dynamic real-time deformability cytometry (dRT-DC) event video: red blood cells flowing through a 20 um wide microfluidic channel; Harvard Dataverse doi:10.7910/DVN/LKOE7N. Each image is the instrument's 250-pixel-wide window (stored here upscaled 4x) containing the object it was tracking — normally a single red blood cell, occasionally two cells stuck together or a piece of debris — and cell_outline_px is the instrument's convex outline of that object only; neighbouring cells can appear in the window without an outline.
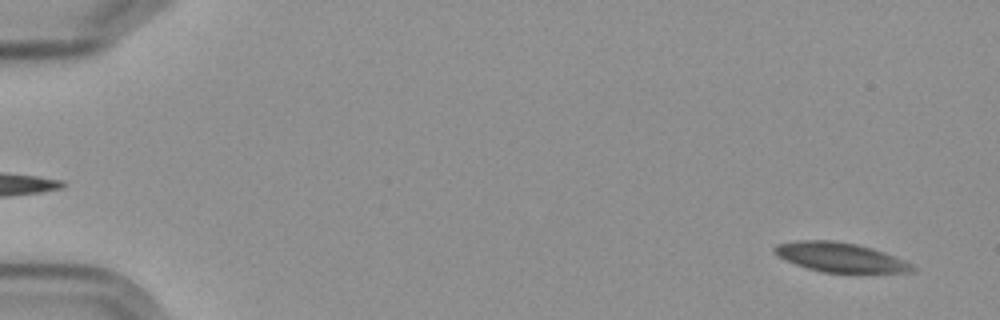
{"species": "Egyptian fruit bat (a non-hibernating species)", "species_latin": "Rousettus aegyptiacus", "temperature_condition": "cold", "stored_images_in_passage": 7, "camera_frame_rate_fps": 3000, "um_per_image_px": 0.085, "frame": {"image": 1, "passage_image": 1, "time_ms": 0.0, "image_size_px": [1000, 320], "cell_outline_px": [[916, 272], [824, 272], [808, 268], [784, 260], [776, 256], [772, 252], [772, 248], [776, 244], [796, 240], [832, 240], [856, 244], [872, 248], [884, 252], [912, 264], [916, 268]], "centroid_in_image_um": [71.36, 21.85], "position_along_channel_um": 13.6, "area_um2": 23.58}}
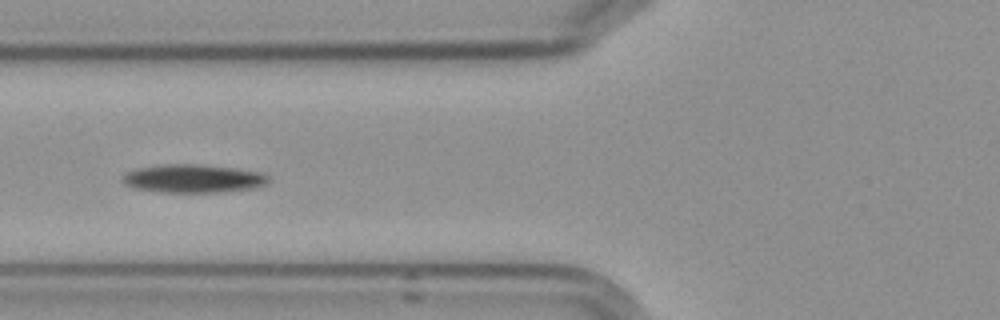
{"frame": {"image": 2, "passage_image": 6, "time_ms": 6.667, "image_size_px": [1000, 320], "cell_outline_px": [[272, 176], [268, 184], [260, 188], [220, 192], [160, 192], [136, 188], [124, 184], [120, 180], [120, 176], [124, 172], [132, 168], [164, 164], [196, 164], [236, 168], [264, 172]], "centroid_in_image_um": [16.46, 15.17], "position_along_channel_um": 109.3, "area_um2": 24.85}}
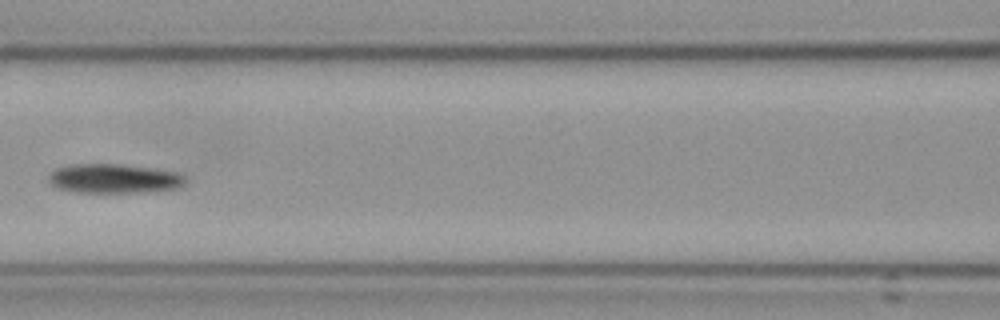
{"frame": {"image": 3, "passage_image": 7, "time_ms": 8.0, "image_size_px": [1000, 320], "cell_outline_px": [[184, 184], [180, 188], [156, 192], [76, 192], [56, 188], [48, 180], [48, 176], [56, 168], [72, 164], [120, 164], [152, 168], [176, 172], [184, 176]], "centroid_in_image_um": [9.7, 15.19], "position_along_channel_um": 156.9, "area_um2": 23.47}}